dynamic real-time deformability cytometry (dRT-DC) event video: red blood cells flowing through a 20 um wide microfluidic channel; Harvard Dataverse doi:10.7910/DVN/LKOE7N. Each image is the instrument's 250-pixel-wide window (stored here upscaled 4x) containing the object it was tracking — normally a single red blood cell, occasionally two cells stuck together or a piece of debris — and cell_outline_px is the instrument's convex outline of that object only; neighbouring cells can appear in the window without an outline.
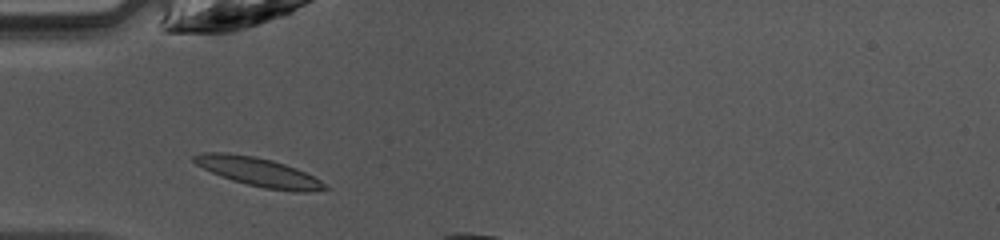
{"species": "common noctule bat (a hibernating species)", "species_latin": "Nyctalus noctula", "temperature_condition": "warm", "stored_images_in_passage": 6, "camera_frame_rate_fps": 3000, "um_per_image_px": 0.085, "animal": {"sex": "female", "body_mass_g": 10.0, "forearm_length_mm": 53.1}, "frame": {"image": 1, "passage_image": 3, "time_ms": 0.667, "image_size_px": [1000, 240], "cell_outline_px": [[328, 188], [308, 192], [296, 192], [264, 188], [232, 180], [220, 176], [196, 164], [192, 160], [192, 156], [204, 152], [228, 152], [256, 156], [272, 160], [296, 168], [320, 180]], "centroid_in_image_um": [21.94, 14.6], "position_along_channel_um": 63.1, "area_um2": 21.79}}